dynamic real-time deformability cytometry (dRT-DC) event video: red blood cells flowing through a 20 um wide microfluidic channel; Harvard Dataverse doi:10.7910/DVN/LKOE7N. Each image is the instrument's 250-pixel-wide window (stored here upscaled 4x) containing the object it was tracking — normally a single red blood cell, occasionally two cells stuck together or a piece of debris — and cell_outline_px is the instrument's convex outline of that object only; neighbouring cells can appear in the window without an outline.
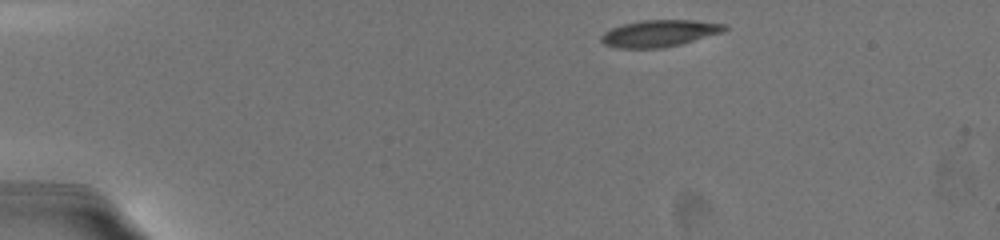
{"species": "common noctule bat (a hibernating species)", "species_latin": "Nyctalus noctula", "temperature_condition": "warm", "stored_images_in_passage": 59, "camera_frame_rate_fps": 3000, "um_per_image_px": 0.085, "animal": {"sex": "female", "body_mass_g": 19.5, "forearm_length_mm": 54.1}, "frame": {"image": 1, "passage_image": 1, "time_ms": 0.0, "image_size_px": [1000, 240], "cell_outline_px": [[728, 28], [724, 32], [680, 44], [664, 48], [616, 48], [604, 44], [600, 40], [600, 36], [604, 32], [612, 28], [624, 24], [640, 20], [692, 20], [728, 24]], "centroid_in_image_um": [56.06, 2.83], "position_along_channel_um": 28.9, "area_um2": 19.36}}
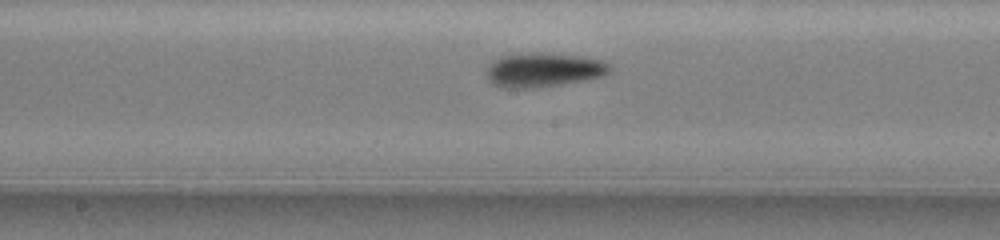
{"frame": {"image": 2, "passage_image": 25, "time_ms": 7.0, "image_size_px": [1000, 240], "cell_outline_px": [[612, 68], [604, 76], [584, 80], [560, 84], [524, 88], [504, 88], [496, 84], [488, 76], [488, 68], [492, 60], [496, 56], [548, 52], [580, 56], [600, 60], [612, 64]], "centroid_in_image_um": [46.25, 5.92], "position_along_channel_um": 202.0, "area_um2": 24.28}}
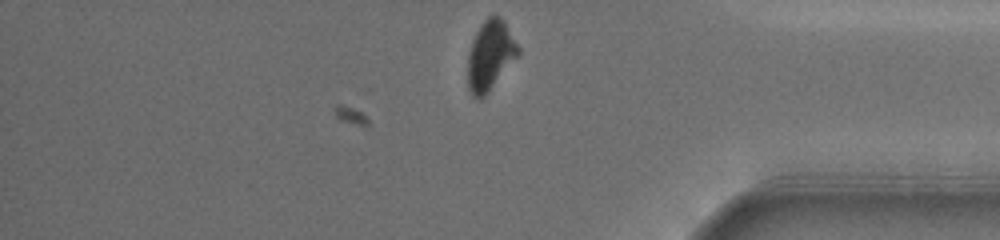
{"frame": {"image": 3, "passage_image": 57, "time_ms": 12.667, "image_size_px": [1000, 240], "cell_outline_px": [[520, 52], [488, 92], [480, 100], [472, 96], [468, 88], [468, 52], [472, 40], [476, 32], [484, 20], [488, 16], [500, 16], [504, 20], [520, 48]], "centroid_in_image_um": [41.65, 4.7], "position_along_channel_um": 393.5, "area_um2": 20.29}, "authors_computed_cell_mechanics": {"area_um2": 22.1374, "velocity_mm_per_s": 3.6722, "shape_relaxation_time_tau1_ms": 2.2241, "shape_relaxation_time_tau2_ms": 1.2292, "deformation_change_tau1": 0.1416, "deformation_change_tau2": 0.0713}}